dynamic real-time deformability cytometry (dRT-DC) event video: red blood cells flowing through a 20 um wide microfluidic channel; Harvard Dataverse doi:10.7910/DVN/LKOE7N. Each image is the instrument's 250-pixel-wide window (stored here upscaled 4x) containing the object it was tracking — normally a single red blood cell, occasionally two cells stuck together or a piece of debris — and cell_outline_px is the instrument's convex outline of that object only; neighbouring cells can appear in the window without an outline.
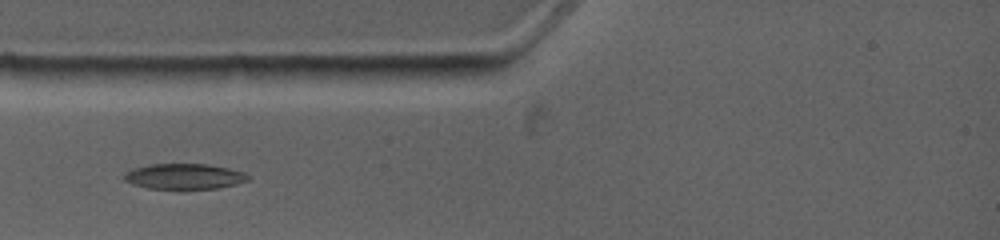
{"species": "common noctule bat (a hibernating species)", "species_latin": "Nyctalus noctula", "temperature_condition": "warm", "stored_images_in_passage": 5, "camera_frame_rate_fps": 4500, "um_per_image_px": 0.085, "animal": {"sex": "female", "body_mass_g": 19.0, "forearm_length_mm": 53.3}, "frame": {"image": 1, "passage_image": 3, "time_ms": 2.0, "image_size_px": [1000, 240], "cell_outline_px": [[252, 176], [248, 180], [236, 184], [220, 188], [180, 192], [148, 188], [132, 184], [124, 180], [124, 172], [132, 168], [148, 164], [208, 164], [228, 168], [244, 172]], "centroid_in_image_um": [15.65, 15.04], "position_along_channel_um": 69.3, "area_um2": 19.48}}
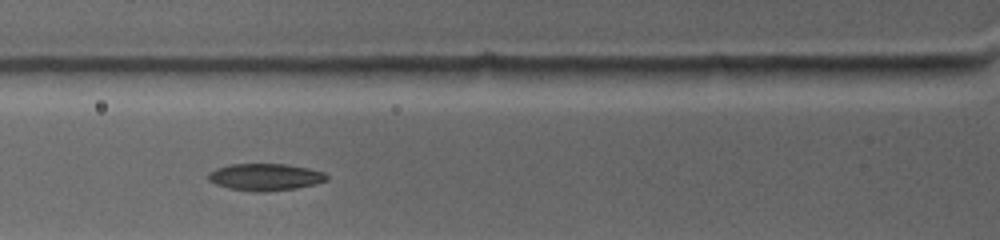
{"frame": {"image": 2, "passage_image": 4, "time_ms": 2.889, "image_size_px": [1000, 240], "cell_outline_px": [[328, 180], [316, 184], [296, 188], [268, 192], [256, 192], [228, 188], [216, 184], [208, 180], [208, 172], [216, 168], [228, 164], [288, 164], [308, 168], [324, 172], [328, 176]], "centroid_in_image_um": [22.55, 15.05], "position_along_channel_um": 103.3, "area_um2": 18.84}}
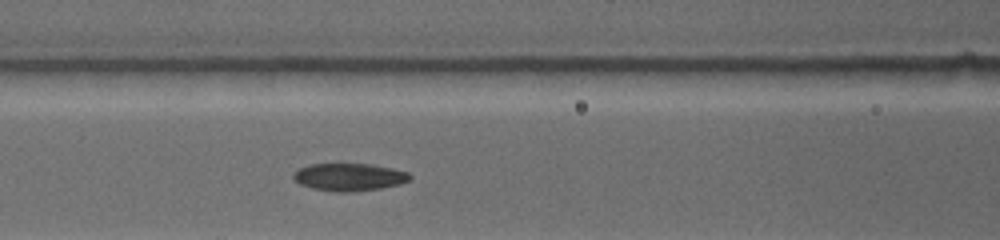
{"frame": {"image": 3, "passage_image": 5, "time_ms": 3.778, "image_size_px": [1000, 240], "cell_outline_px": [[412, 180], [400, 184], [380, 188], [356, 192], [332, 192], [312, 188], [300, 184], [292, 176], [300, 168], [308, 164], [372, 164], [392, 168], [408, 172], [412, 176]], "centroid_in_image_um": [29.72, 15.06], "position_along_channel_um": 136.9, "area_um2": 18.84}}